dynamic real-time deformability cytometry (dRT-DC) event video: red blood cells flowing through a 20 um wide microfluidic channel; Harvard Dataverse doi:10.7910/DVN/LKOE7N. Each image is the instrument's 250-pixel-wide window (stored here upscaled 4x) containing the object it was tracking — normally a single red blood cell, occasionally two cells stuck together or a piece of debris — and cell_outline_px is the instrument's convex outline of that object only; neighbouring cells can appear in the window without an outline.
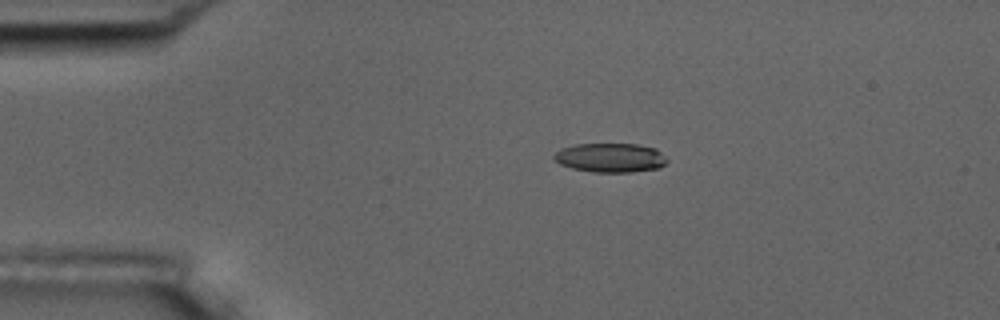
{"species": "common noctule bat (a hibernating species)", "species_latin": "Nyctalus noctula", "temperature_condition": "room temperature", "stored_images_in_passage": 3, "camera_frame_rate_fps": 3000, "um_per_image_px": 0.085, "animal": {"sex": "male", "body_mass_g": 17.5, "forearm_length_mm": 52.3}, "frame": {"image": 1, "passage_image": 1, "time_ms": 0.0, "image_size_px": [1000, 320], "cell_outline_px": [[668, 160], [660, 168], [632, 172], [592, 172], [572, 168], [560, 164], [552, 156], [560, 148], [576, 144], [636, 144], [656, 148]], "centroid_in_image_um": [51.88, 13.4], "position_along_channel_um": 33.1, "area_um2": 19.25}}
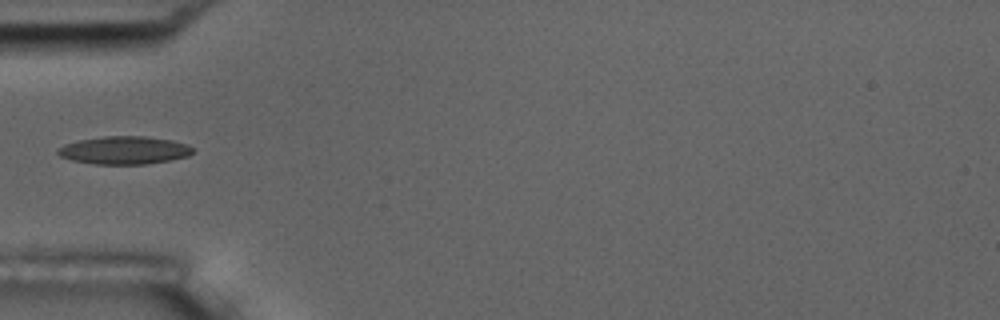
{"frame": {"image": 2, "passage_image": 3, "time_ms": 2.333, "image_size_px": [1000, 320], "cell_outline_px": [[196, 152], [188, 156], [172, 160], [144, 164], [96, 164], [72, 160], [60, 156], [56, 152], [56, 148], [64, 144], [80, 140], [104, 136], [144, 136], [172, 140], [188, 144]], "centroid_in_image_um": [10.58, 12.77], "position_along_channel_um": 74.4, "area_um2": 22.08}}